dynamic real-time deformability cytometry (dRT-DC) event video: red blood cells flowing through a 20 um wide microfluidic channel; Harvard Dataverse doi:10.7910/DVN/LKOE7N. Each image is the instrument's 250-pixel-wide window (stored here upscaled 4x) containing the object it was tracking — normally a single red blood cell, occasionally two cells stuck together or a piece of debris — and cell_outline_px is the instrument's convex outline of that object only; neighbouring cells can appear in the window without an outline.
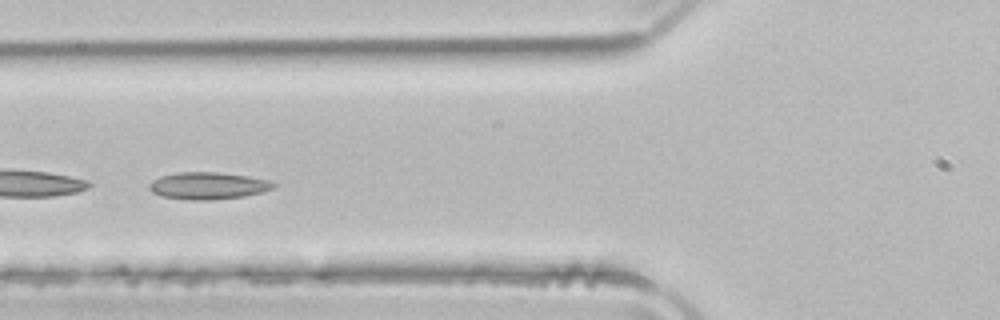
{"species": "common noctule bat (a hibernating species)", "species_latin": "Nyctalus noctula", "temperature_condition": "room temperature", "stored_images_in_passage": 34, "camera_frame_rate_fps": 3000, "um_per_image_px": 0.085, "animal": {"sex": "male", "body_mass_g": 21.5, "forearm_length_mm": 52.0}, "frame": {"image": 1, "passage_image": 6, "time_ms": 1.667, "image_size_px": [1000, 320], "cell_outline_px": [[276, 188], [264, 192], [244, 196], [208, 200], [188, 200], [160, 196], [152, 192], [148, 188], [148, 184], [152, 180], [160, 176], [176, 172], [220, 172], [248, 176], [268, 180], [276, 184]], "centroid_in_image_um": [17.67, 15.78], "position_along_channel_um": 108.1, "area_um2": 19.88}, "authors_computed_cell_mechanics": {"area_um2": 18.3804, "velocity_mm_per_s": 3.9074, "shape_relaxation_time_tau1_ms": 4.0769, "shape_relaxation_time_tau2_ms": 1.9694, "deformation_change_tau1": 0.1033, "deformation_change_tau2": 0.0636}}